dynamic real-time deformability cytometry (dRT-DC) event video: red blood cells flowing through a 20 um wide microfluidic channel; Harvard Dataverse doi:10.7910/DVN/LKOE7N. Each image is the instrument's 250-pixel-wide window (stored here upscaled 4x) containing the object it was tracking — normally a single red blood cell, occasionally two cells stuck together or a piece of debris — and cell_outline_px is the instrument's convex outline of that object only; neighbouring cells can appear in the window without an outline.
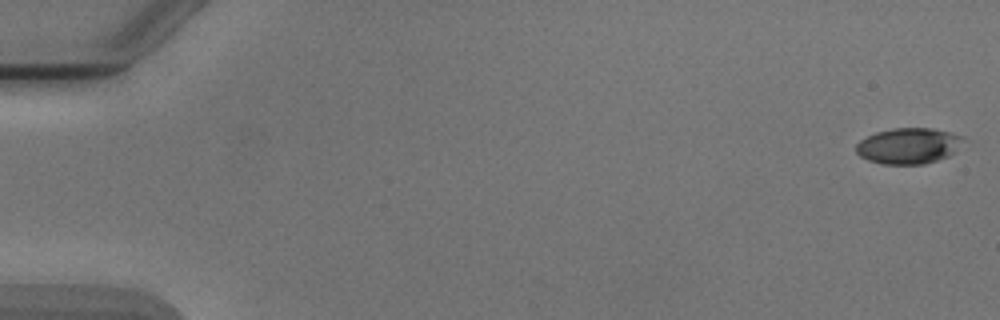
{"species": "Egyptian fruit bat (a non-hibernating species)", "species_latin": "Rousettus aegyptiacus", "temperature_condition": "cold", "stored_images_in_passage": 5, "camera_frame_rate_fps": 3000, "um_per_image_px": 0.085, "animal": {"sex": "male"}, "frame": {"image": 1, "passage_image": 1, "time_ms": 0.0, "image_size_px": [1000, 320], "cell_outline_px": [[964, 136], [952, 152], [948, 156], [924, 164], [884, 164], [868, 160], [860, 156], [856, 152], [856, 144], [860, 140], [876, 132], [892, 128], [932, 128]], "centroid_in_image_um": [77.16, 12.39], "position_along_channel_um": 7.8, "area_um2": 22.02}}
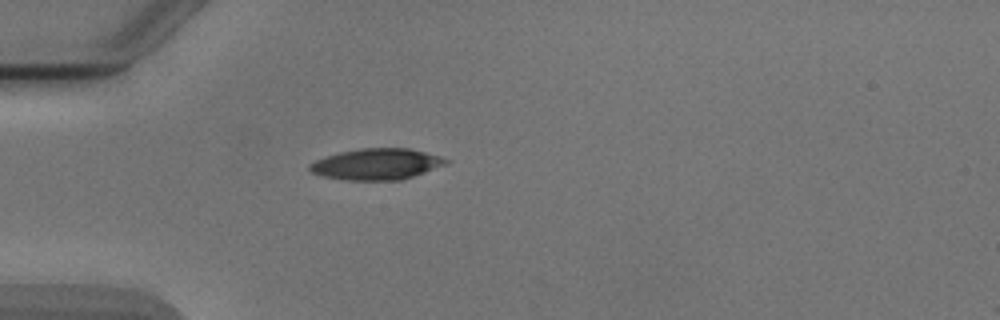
{"frame": {"image": 2, "passage_image": 5, "time_ms": 5.0, "image_size_px": [1000, 320], "cell_outline_px": [[452, 160], [448, 164], [400, 180], [344, 180], [324, 176], [312, 172], [308, 168], [308, 164], [316, 160], [340, 152], [364, 148], [408, 148], [440, 156]], "centroid_in_image_um": [32.04, 13.95], "position_along_channel_um": 53.0, "area_um2": 24.57}}